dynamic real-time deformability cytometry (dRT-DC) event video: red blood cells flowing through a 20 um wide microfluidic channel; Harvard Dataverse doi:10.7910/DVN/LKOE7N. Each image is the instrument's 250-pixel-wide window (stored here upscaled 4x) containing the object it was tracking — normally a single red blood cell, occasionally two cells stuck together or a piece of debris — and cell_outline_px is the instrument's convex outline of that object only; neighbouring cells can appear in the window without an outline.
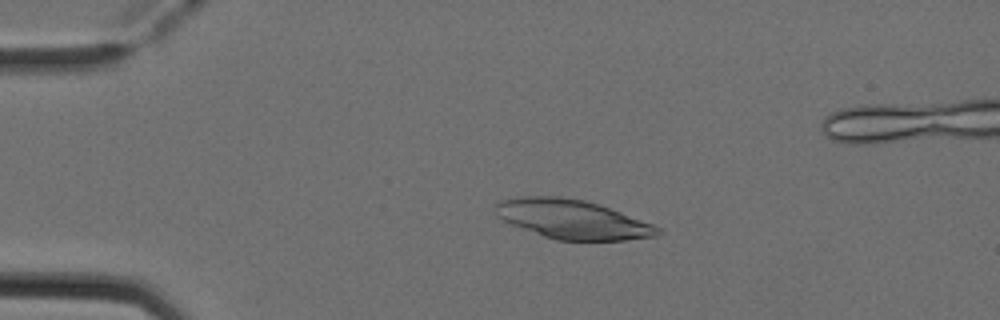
{"species": "Egyptian fruit bat (a non-hibernating species)", "species_latin": "Rousettus aegyptiacus", "temperature_condition": "cold", "stored_images_in_passage": 19, "camera_frame_rate_fps": 3000, "um_per_image_px": 0.085, "animal": {"sex": "female"}, "frame": {"image": 1, "passage_image": 11, "time_ms": 3.333, "image_size_px": [1000, 320], "cell_outline_px": [[664, 232], [656, 236], [624, 240], [556, 240], [544, 236], [512, 224], [496, 216], [496, 204], [500, 200], [520, 196], [560, 196], [584, 200], [620, 212], [652, 224], [660, 228]], "centroid_in_image_um": [48.64, 18.64], "position_along_channel_um": 36.4, "area_um2": 36.59}}